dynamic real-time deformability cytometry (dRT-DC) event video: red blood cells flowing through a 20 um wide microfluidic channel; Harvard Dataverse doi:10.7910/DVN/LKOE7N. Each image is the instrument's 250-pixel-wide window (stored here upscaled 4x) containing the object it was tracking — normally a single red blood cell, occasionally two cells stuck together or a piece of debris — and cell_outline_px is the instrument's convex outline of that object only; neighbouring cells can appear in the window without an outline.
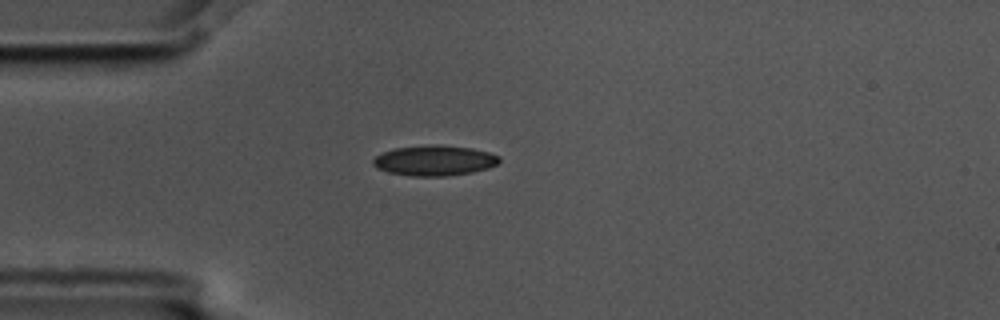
{"species": "common noctule bat (a hibernating species)", "species_latin": "Nyctalus noctula", "temperature_condition": "cold", "stored_images_in_passage": 1, "camera_frame_rate_fps": 3000, "um_per_image_px": 0.085, "animal": {"sex": "male", "body_mass_g": 17.5, "forearm_length_mm": 52.3}, "frame": {"image": 1, "passage_image": 1, "time_ms": 0.0, "image_size_px": [1000, 320], "cell_outline_px": [[500, 160], [496, 164], [488, 168], [472, 172], [444, 176], [412, 176], [388, 172], [376, 168], [372, 164], [372, 160], [376, 156], [392, 148], [432, 144], [440, 144], [472, 148], [488, 152], [500, 156]], "centroid_in_image_um": [36.91, 13.63], "position_along_channel_um": 48.1, "area_um2": 22.43}}